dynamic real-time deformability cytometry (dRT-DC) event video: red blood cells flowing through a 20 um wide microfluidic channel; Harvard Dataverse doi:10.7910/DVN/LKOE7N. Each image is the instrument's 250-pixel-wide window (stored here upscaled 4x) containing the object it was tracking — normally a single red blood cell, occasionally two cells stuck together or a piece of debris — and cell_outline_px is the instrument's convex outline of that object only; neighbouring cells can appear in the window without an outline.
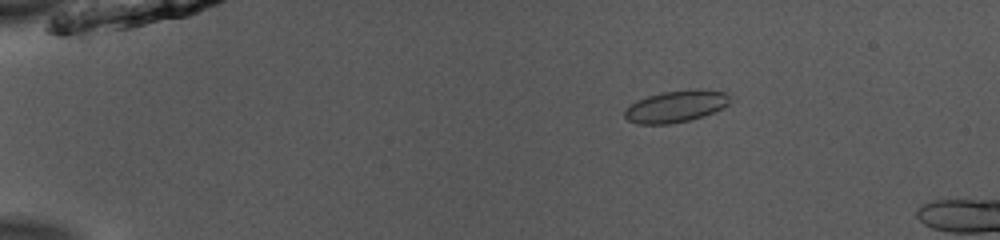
{"species": "common noctule bat (a hibernating species)", "species_latin": "Nyctalus noctula", "temperature_condition": "room temperature", "stored_images_in_passage": 9, "camera_frame_rate_fps": 3000, "um_per_image_px": 0.085, "animal": {"sex": "male", "body_mass_g": 13.0, "forearm_length_mm": 53.1}, "frame": {"image": 1, "passage_image": 2, "time_ms": 0.333, "image_size_px": [1000, 240], "cell_outline_px": [[728, 104], [724, 108], [704, 116], [688, 120], [668, 124], [636, 124], [628, 120], [624, 116], [624, 108], [636, 100], [648, 96], [664, 92], [696, 88], [700, 88], [724, 92], [728, 96]], "centroid_in_image_um": [57.42, 9.04], "position_along_channel_um": 27.6, "area_um2": 19.59}}